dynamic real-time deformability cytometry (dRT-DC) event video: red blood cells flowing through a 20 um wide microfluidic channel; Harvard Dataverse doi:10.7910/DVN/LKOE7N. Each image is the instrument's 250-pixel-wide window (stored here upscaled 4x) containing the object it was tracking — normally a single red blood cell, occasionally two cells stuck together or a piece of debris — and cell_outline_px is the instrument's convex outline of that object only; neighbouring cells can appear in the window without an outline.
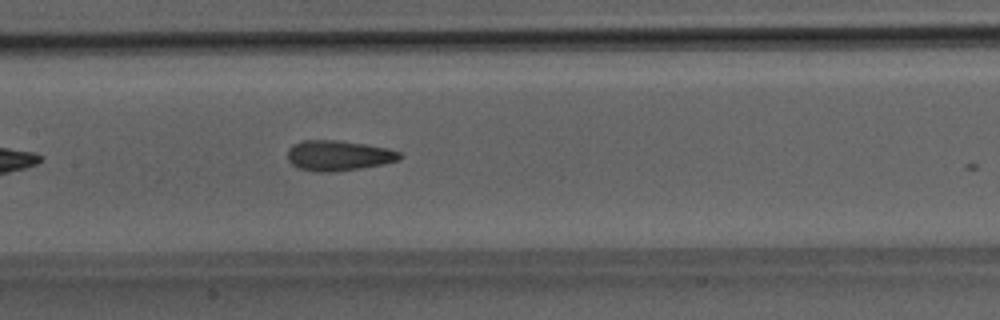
{"species": "Egyptian fruit bat (a non-hibernating species)", "species_latin": "Rousettus aegyptiacus", "temperature_condition": "room temperature", "stored_images_in_passage": 13, "camera_frame_rate_fps": 3000, "um_per_image_px": 0.085, "animal": {"sex": "male"}, "frame": {"image": 1, "passage_image": 12, "time_ms": 3.667, "image_size_px": [1000, 320], "cell_outline_px": [[404, 156], [400, 160], [384, 164], [360, 168], [332, 172], [316, 172], [300, 168], [292, 164], [288, 160], [288, 148], [304, 140], [336, 140], [364, 144], [388, 148], [400, 152]], "centroid_in_image_um": [28.81, 13.23], "position_along_channel_um": 178.6, "area_um2": 19.77}}